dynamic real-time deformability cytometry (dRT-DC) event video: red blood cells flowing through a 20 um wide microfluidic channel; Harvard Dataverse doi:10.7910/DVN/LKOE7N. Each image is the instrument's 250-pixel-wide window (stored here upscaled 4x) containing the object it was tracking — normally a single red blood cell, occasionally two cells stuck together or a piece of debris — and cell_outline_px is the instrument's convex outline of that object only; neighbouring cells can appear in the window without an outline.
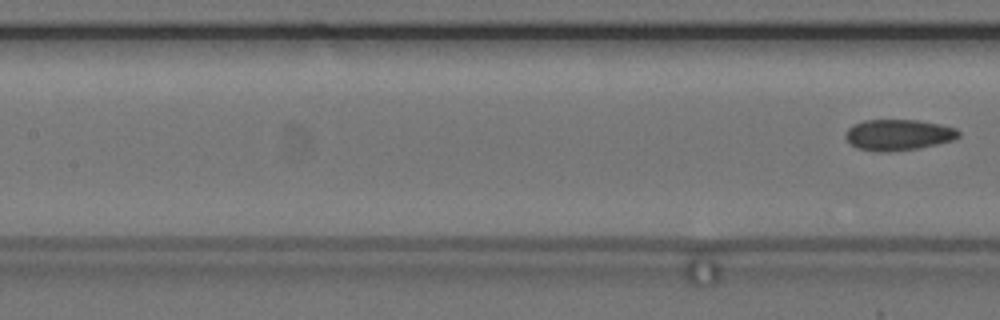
{"species": "common noctule bat (a hibernating species)", "species_latin": "Nyctalus noctula", "temperature_condition": "cold", "stored_images_in_passage": 7, "segment_of_instrument_passage": [2, 2], "camera_frame_rate_fps": 3000, "um_per_image_px": 0.085, "animal": {"sex": "female", "body_mass_g": 24.6, "forearm_length_mm": 56.2}, "frame": {"image": 1, "passage_image": 7, "time_ms": 8.667, "image_size_px": [1000, 320], "cell_outline_px": [[960, 136], [952, 140], [936, 144], [916, 148], [888, 152], [876, 152], [856, 148], [844, 136], [848, 128], [852, 124], [864, 120], [916, 120], [940, 124], [956, 128], [960, 132]], "centroid_in_image_um": [76.33, 11.46], "position_along_channel_um": 131.1, "area_um2": 20.4}}